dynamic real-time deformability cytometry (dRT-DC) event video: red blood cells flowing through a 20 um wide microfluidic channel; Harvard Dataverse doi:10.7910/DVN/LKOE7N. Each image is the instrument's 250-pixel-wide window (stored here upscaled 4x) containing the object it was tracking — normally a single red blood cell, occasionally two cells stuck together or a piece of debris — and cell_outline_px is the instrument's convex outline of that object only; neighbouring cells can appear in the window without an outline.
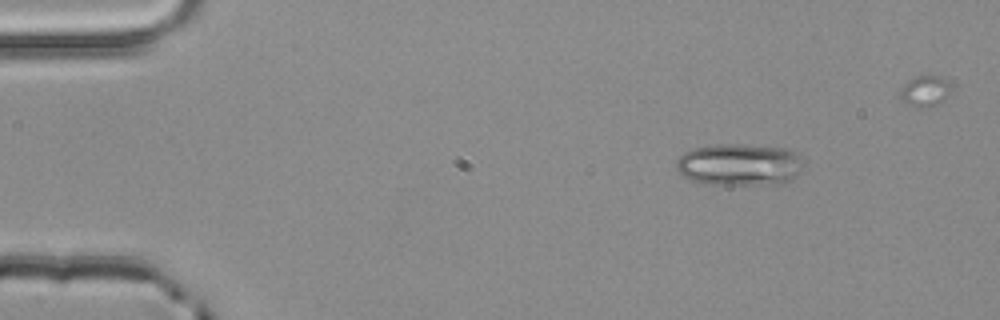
{"species": "common noctule bat (a hibernating species)", "species_latin": "Nyctalus noctula", "temperature_condition": "room temperature", "stored_images_in_passage": 4, "camera_frame_rate_fps": 3000, "um_per_image_px": 0.085, "animal": {"sex": "male", "body_mass_g": 20.4}, "frame": {"image": 1, "passage_image": 2, "time_ms": 0.333, "image_size_px": [1000, 320], "cell_outline_px": [[800, 156], [796, 172], [788, 180], [780, 184], [708, 184], [692, 180], [684, 176], [676, 168], [676, 160], [684, 152], [692, 148], [716, 144], [740, 144], [788, 148]], "centroid_in_image_um": [62.76, 13.97], "position_along_channel_um": 22.2, "area_um2": 30.63}}